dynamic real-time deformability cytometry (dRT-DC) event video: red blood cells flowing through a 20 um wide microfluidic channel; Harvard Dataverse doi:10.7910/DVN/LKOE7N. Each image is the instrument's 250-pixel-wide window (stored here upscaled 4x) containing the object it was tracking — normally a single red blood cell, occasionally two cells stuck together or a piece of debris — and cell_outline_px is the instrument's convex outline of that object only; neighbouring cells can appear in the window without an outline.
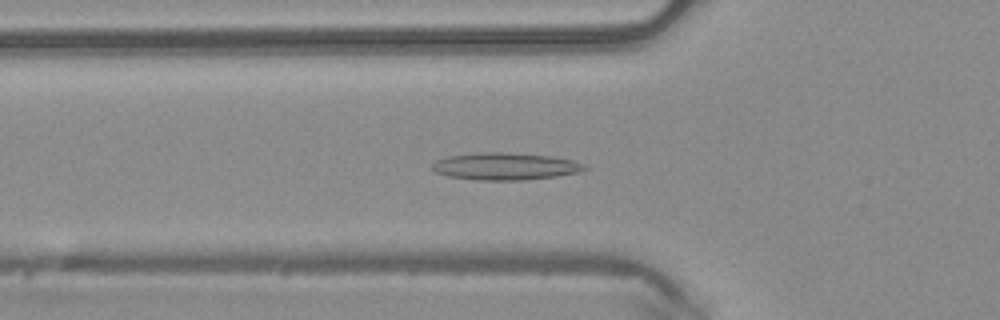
{"species": "common noctule bat (a hibernating species)", "species_latin": "Nyctalus noctula", "temperature_condition": "warm", "stored_images_in_passage": 34, "camera_frame_rate_fps": 3000, "um_per_image_px": 0.085, "animal": {"sex": "male", "body_mass_g": 20.4}, "frame": {"image": 1, "passage_image": 2, "time_ms": 0.333, "image_size_px": [1000, 320], "cell_outline_px": [[588, 168], [576, 172], [552, 176], [524, 180], [476, 180], [448, 176], [432, 172], [432, 164], [436, 160], [448, 156], [476, 152], [508, 152], [548, 156], [572, 160], [584, 164]], "centroid_in_image_um": [42.85, 14.13], "position_along_channel_um": 83.0, "area_um2": 24.04}}
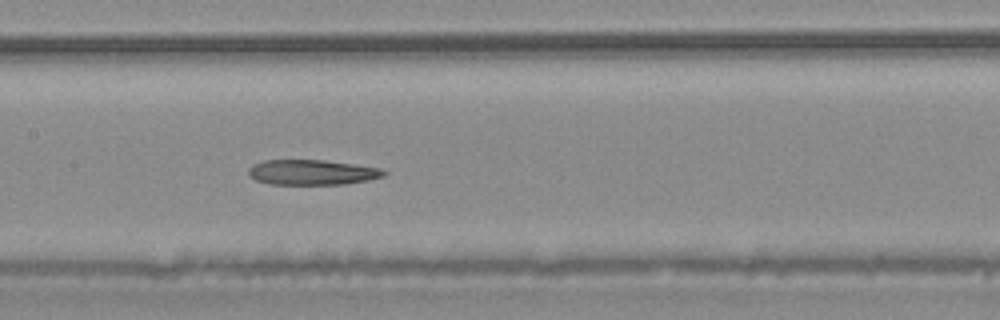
{"frame": {"image": 2, "passage_image": 9, "time_ms": 2.667, "image_size_px": [1000, 320], "cell_outline_px": [[388, 172], [384, 176], [368, 180], [344, 184], [268, 184], [256, 180], [248, 176], [248, 168], [252, 164], [264, 160], [320, 160], [352, 164], [380, 168]], "centroid_in_image_um": [26.48, 14.65], "position_along_channel_um": 180.9, "area_um2": 19.83}}
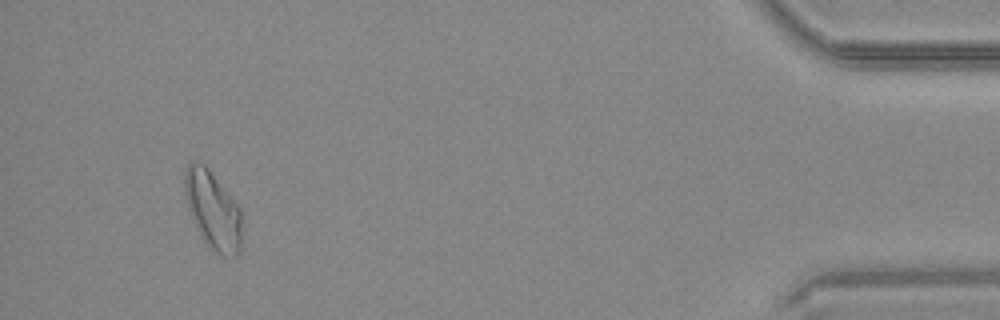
{"frame": {"image": 3, "passage_image": 31, "time_ms": 10.0, "image_size_px": [1000, 320], "cell_outline_px": [[240, 252], [236, 256], [220, 256], [200, 236], [188, 208], [184, 192], [184, 172], [188, 164], [192, 160], [196, 160], [204, 164], [208, 168], [240, 208]], "centroid_in_image_um": [18.06, 17.84], "position_along_channel_um": 417.1, "area_um2": 25.72}}